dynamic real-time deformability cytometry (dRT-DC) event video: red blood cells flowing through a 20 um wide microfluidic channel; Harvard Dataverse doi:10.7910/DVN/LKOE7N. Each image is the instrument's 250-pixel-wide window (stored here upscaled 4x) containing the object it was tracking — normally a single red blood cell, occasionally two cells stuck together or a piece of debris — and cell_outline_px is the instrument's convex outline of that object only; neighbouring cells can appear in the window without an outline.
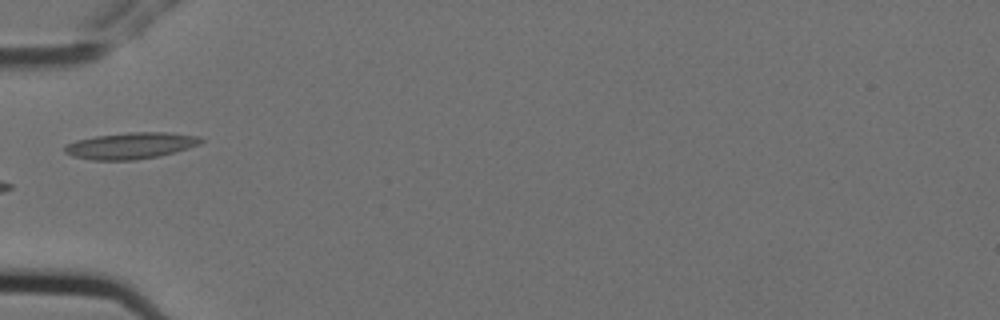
{"species": "Egyptian fruit bat (a non-hibernating species)", "species_latin": "Rousettus aegyptiacus", "temperature_condition": "cold", "stored_images_in_passage": 8, "camera_frame_rate_fps": 3000, "um_per_image_px": 0.085, "animal": {"sex": "female"}, "frame": {"image": 1, "passage_image": 5, "time_ms": 1.333, "image_size_px": [1000, 320], "cell_outline_px": [[204, 140], [200, 144], [188, 148], [160, 156], [136, 160], [92, 160], [72, 156], [64, 152], [64, 144], [76, 140], [96, 136], [128, 132], [164, 132], [200, 136]], "centroid_in_image_um": [11.1, 12.38], "position_along_channel_um": 73.9, "area_um2": 21.1}}
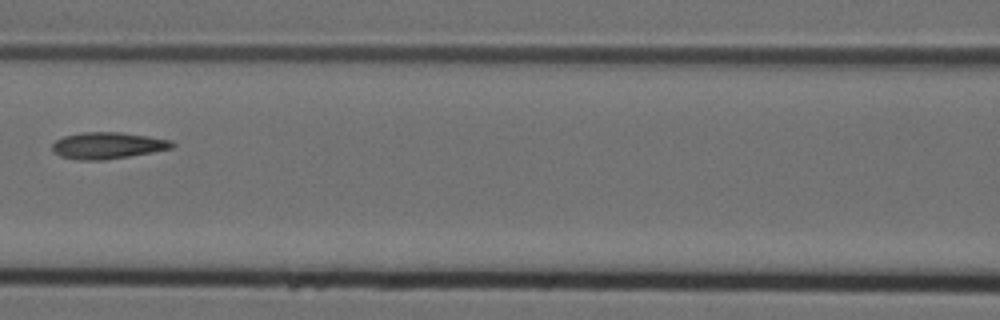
{"frame": {"image": 2, "passage_image": 7, "time_ms": 2.0, "image_size_px": [1000, 320], "cell_outline_px": [[176, 144], [172, 148], [152, 152], [104, 160], [76, 160], [60, 156], [52, 152], [52, 144], [56, 140], [64, 136], [80, 132], [120, 132], [148, 136], [172, 140]], "centroid_in_image_um": [9.13, 12.37], "position_along_channel_um": 157.5, "area_um2": 18.67}}
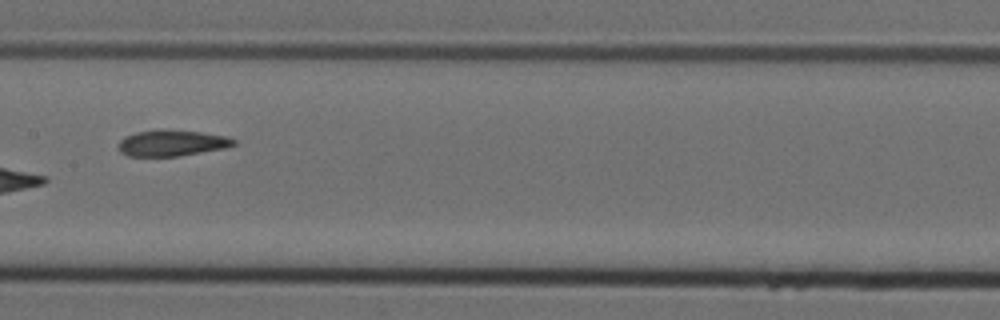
{"frame": {"image": 3, "passage_image": 8, "time_ms": 2.333, "image_size_px": [1000, 320], "cell_outline_px": [[236, 144], [224, 148], [176, 156], [128, 156], [120, 152], [120, 140], [124, 136], [136, 132], [200, 132], [224, 136], [236, 140]], "centroid_in_image_um": [14.6, 12.2], "position_along_channel_um": 192.8, "area_um2": 16.53}}